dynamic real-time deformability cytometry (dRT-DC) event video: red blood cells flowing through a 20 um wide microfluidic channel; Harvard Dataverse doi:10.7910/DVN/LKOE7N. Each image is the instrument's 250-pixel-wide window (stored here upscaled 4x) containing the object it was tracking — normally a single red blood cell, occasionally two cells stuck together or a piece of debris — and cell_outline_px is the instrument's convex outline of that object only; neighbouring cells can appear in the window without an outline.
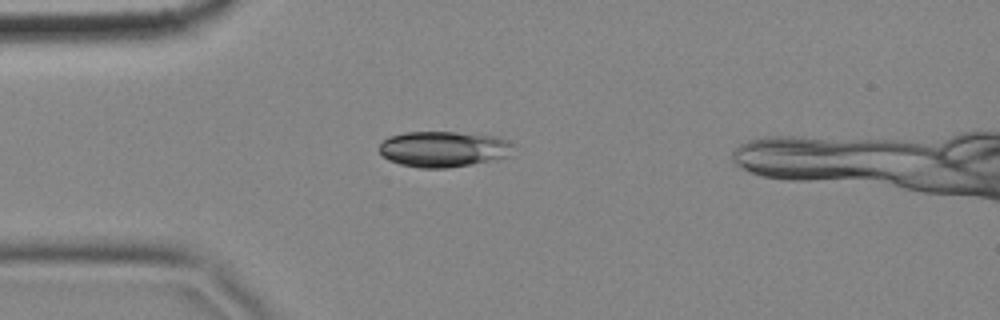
{"species": "common noctule bat (a hibernating species)", "species_latin": "Nyctalus noctula", "temperature_condition": "cold", "stored_images_in_passage": 3, "camera_frame_rate_fps": 3000, "um_per_image_px": 0.085, "animal": {"sex": "female", "body_mass_g": 18.4}, "frame": {"image": 1, "passage_image": 3, "time_ms": 0.667, "image_size_px": [1000, 320], "cell_outline_px": [[512, 156], [448, 168], [420, 168], [400, 164], [388, 160], [376, 148], [380, 140], [388, 136], [404, 132], [456, 132], [496, 136], [508, 140], [512, 144]], "centroid_in_image_um": [37.64, 12.66], "position_along_channel_um": 47.4, "area_um2": 28.26}}